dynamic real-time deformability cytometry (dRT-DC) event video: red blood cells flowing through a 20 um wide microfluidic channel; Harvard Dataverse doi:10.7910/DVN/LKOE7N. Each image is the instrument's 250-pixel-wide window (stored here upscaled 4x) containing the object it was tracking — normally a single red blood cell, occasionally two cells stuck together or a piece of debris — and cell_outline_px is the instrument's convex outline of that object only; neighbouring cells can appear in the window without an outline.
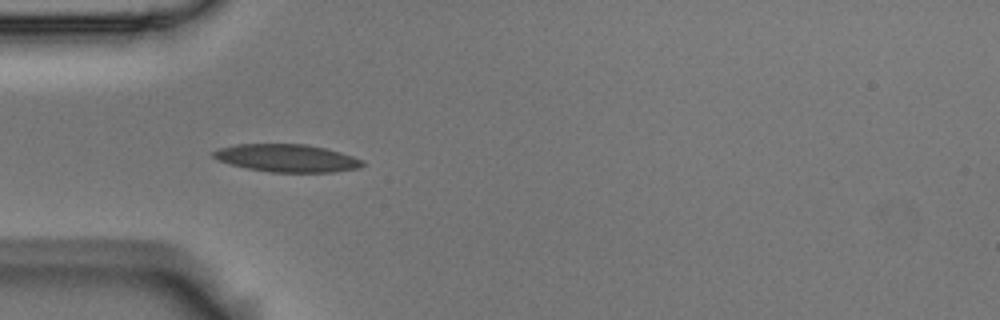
{"species": "Egyptian fruit bat (a non-hibernating species)", "species_latin": "Rousettus aegyptiacus", "temperature_condition": "room temperature", "stored_images_in_passage": 2, "camera_frame_rate_fps": 3000, "um_per_image_px": 0.085, "animal": {"sex": "male"}, "frame": {"image": 1, "passage_image": 1, "time_ms": 0.0, "image_size_px": [1000, 320], "cell_outline_px": [[364, 164], [360, 168], [332, 172], [268, 172], [248, 168], [232, 164], [220, 160], [212, 156], [212, 152], [220, 148], [236, 144], [304, 144], [324, 148], [340, 152], [364, 160]], "centroid_in_image_um": [24.42, 13.44], "position_along_channel_um": 60.6, "area_um2": 23.87}}
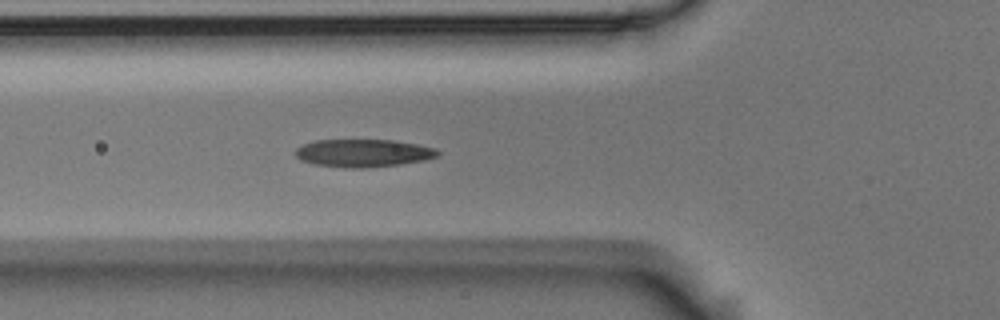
{"frame": {"image": 2, "passage_image": 2, "time_ms": 0.333, "image_size_px": [1000, 320], "cell_outline_px": [[440, 156], [424, 160], [400, 164], [364, 168], [344, 168], [312, 164], [300, 160], [296, 156], [296, 148], [304, 144], [316, 140], [396, 140], [436, 148], [440, 152]], "centroid_in_image_um": [30.89, 13.01], "position_along_channel_um": 94.9, "area_um2": 23.18}}